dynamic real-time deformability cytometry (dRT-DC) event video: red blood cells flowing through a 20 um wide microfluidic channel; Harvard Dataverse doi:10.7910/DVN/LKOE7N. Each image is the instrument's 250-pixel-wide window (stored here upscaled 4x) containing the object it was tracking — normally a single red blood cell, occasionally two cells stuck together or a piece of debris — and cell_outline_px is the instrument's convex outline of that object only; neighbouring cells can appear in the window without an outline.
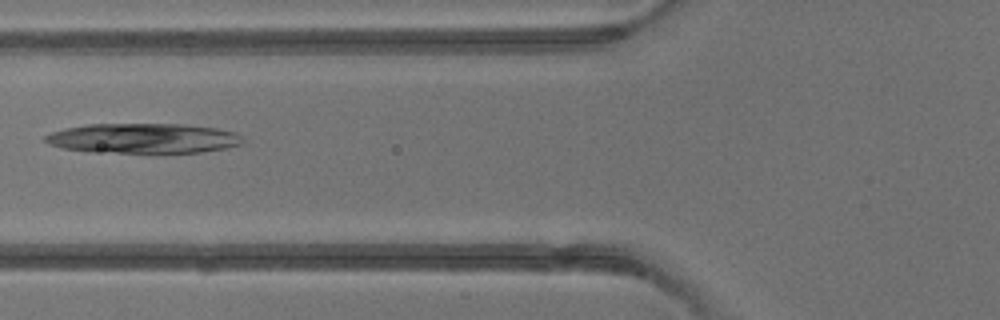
{"species": "common noctule bat (a hibernating species)", "species_latin": "Nyctalus noctula", "temperature_condition": "warm", "stored_images_in_passage": 4, "camera_frame_rate_fps": 3000, "um_per_image_px": 0.085, "animal": {"sex": "male", "body_mass_g": 13.3}, "frame": {"image": 1, "passage_image": 4, "time_ms": 4.333, "image_size_px": [1000, 320], "cell_outline_px": [[244, 144], [224, 148], [200, 152], [156, 156], [92, 152], [64, 148], [48, 144], [44, 140], [44, 136], [52, 132], [64, 128], [88, 124], [184, 124], [216, 128], [236, 132], [244, 140]], "centroid_in_image_um": [12.2, 11.8], "position_along_channel_um": 113.6, "area_um2": 35.95}}